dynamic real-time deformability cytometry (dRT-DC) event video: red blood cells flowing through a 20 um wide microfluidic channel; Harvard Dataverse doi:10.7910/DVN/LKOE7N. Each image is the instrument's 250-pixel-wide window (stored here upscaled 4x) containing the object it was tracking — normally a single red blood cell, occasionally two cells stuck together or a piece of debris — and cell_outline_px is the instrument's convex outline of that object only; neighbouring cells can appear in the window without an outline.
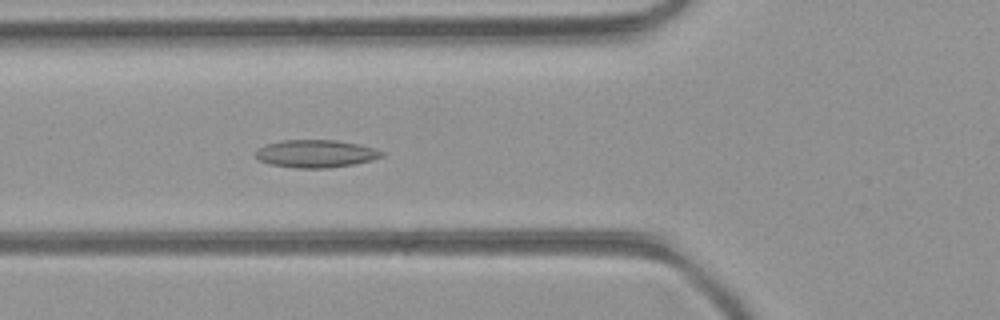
{"species": "common noctule bat (a hibernating species)", "species_latin": "Nyctalus noctula", "temperature_condition": "room temperature", "stored_images_in_passage": 39, "camera_frame_rate_fps": 3000, "um_per_image_px": 0.085, "animal": {"sex": "female", "body_mass_g": 21.9}, "frame": {"image": 1, "passage_image": 12, "time_ms": 3.667, "image_size_px": [1000, 320], "cell_outline_px": [[384, 156], [372, 160], [356, 164], [328, 168], [296, 168], [268, 164], [260, 160], [256, 156], [256, 152], [264, 144], [284, 140], [336, 140], [360, 144], [384, 152]], "centroid_in_image_um": [26.86, 13.07], "position_along_channel_um": 98.9, "area_um2": 20.4}}
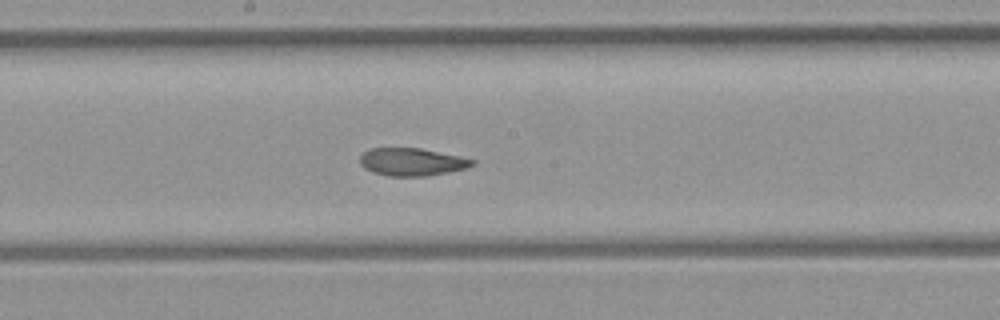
{"frame": {"image": 2, "passage_image": 20, "time_ms": 6.333, "image_size_px": [1000, 320], "cell_outline_px": [[476, 160], [468, 168], [448, 172], [424, 176], [388, 176], [372, 172], [364, 168], [360, 164], [360, 156], [364, 152], [372, 148], [420, 148], [460, 156]], "centroid_in_image_um": [35.0, 13.76], "position_along_channel_um": 213.2, "area_um2": 18.09}}
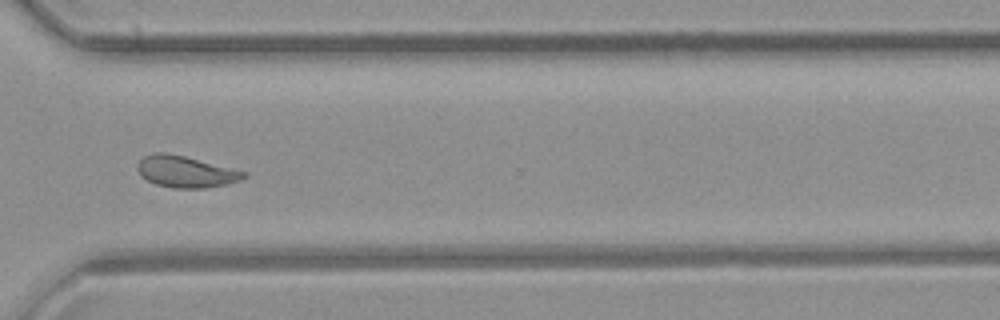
{"frame": {"image": 3, "passage_image": 30, "time_ms": 9.667, "image_size_px": [1000, 320], "cell_outline_px": [[248, 176], [240, 180], [228, 184], [204, 188], [172, 188], [156, 184], [140, 176], [136, 168], [136, 164], [144, 156], [156, 152], [164, 152], [184, 156], [248, 172]], "centroid_in_image_um": [15.78, 14.6], "position_along_channel_um": 354.8, "area_um2": 19.59}, "authors_computed_cell_mechanics": {"area_um2": 19.5942, "velocity_mm_per_s": 4.2601, "shape_relaxation_time_tau1_ms": null, "shape_relaxation_time_tau2_ms": 2.206, "deformation_change_tau1": null, "deformation_change_tau2": 0.0794}}